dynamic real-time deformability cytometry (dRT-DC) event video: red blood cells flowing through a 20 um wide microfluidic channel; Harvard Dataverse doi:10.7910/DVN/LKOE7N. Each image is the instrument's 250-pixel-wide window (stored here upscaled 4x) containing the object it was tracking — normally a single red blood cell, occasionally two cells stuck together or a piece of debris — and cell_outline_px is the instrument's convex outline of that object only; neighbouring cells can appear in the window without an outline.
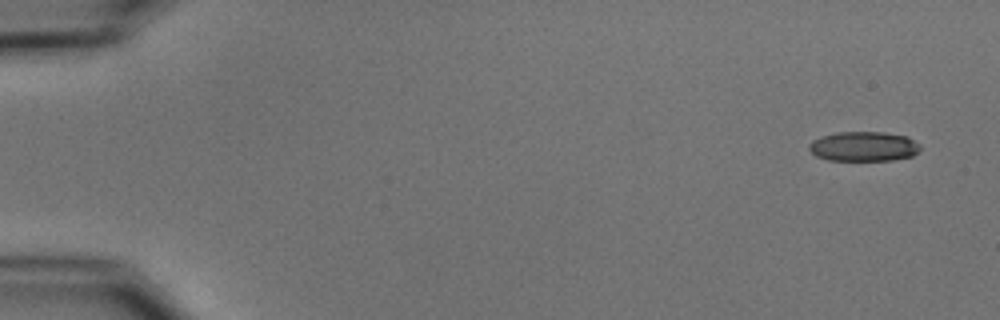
{"species": "common noctule bat (a hibernating species)", "species_latin": "Nyctalus noctula", "temperature_condition": "cold", "stored_images_in_passage": 5, "camera_frame_rate_fps": 3000, "um_per_image_px": 0.085, "animal": {"sex": "male", "body_mass_g": 15.6}, "frame": {"image": 1, "passage_image": 1, "time_ms": 0.0, "image_size_px": [1000, 320], "cell_outline_px": [[920, 148], [912, 156], [892, 160], [828, 160], [816, 156], [808, 148], [808, 144], [812, 140], [820, 136], [836, 132], [884, 132], [908, 136], [920, 144]], "centroid_in_image_um": [73.39, 12.43], "position_along_channel_um": 11.6, "area_um2": 19.36}}
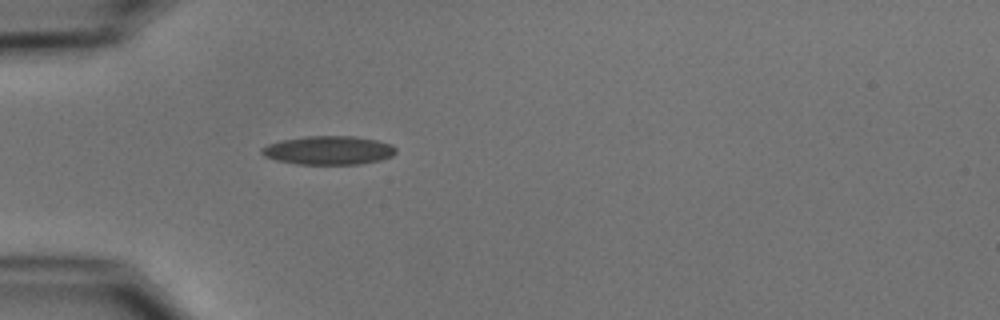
{"frame": {"image": 2, "passage_image": 5, "time_ms": 4.667, "image_size_px": [1000, 320], "cell_outline_px": [[396, 152], [392, 156], [380, 160], [360, 164], [296, 164], [276, 160], [264, 156], [260, 152], [260, 148], [268, 144], [280, 140], [308, 136], [352, 136], [376, 140], [392, 144], [396, 148]], "centroid_in_image_um": [27.91, 12.78], "position_along_channel_um": 57.1, "area_um2": 22.48}}